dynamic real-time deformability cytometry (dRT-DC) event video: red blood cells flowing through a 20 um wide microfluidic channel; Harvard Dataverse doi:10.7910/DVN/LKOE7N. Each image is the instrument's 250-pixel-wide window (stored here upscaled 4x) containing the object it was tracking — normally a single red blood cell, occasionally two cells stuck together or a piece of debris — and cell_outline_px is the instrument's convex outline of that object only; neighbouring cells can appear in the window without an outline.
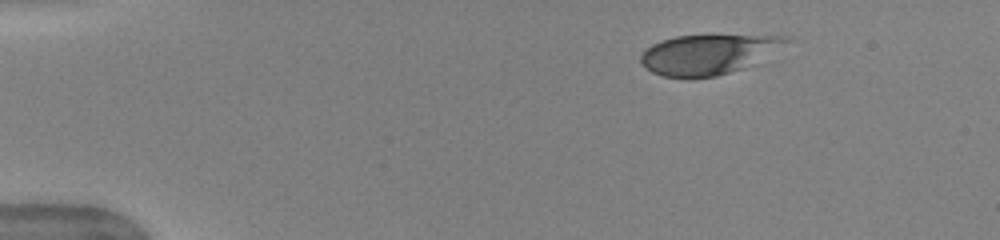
{"species": "human", "species_latin": "Homo sapiens", "temperature_condition": "warm", "stored_images_in_passage": 44, "camera_frame_rate_fps": 3000, "um_per_image_px": 0.085, "donor": {"sex": "female"}, "frame": {"image": 1, "passage_image": 1, "time_ms": 0.0, "image_size_px": [1000, 240], "cell_outline_px": [[788, 40], [752, 64], [744, 68], [716, 76], [664, 76], [652, 72], [640, 64], [640, 56], [652, 44], [676, 36], [788, 36]], "centroid_in_image_um": [60.1, 4.62], "position_along_channel_um": 24.9, "area_um2": 32.37}}
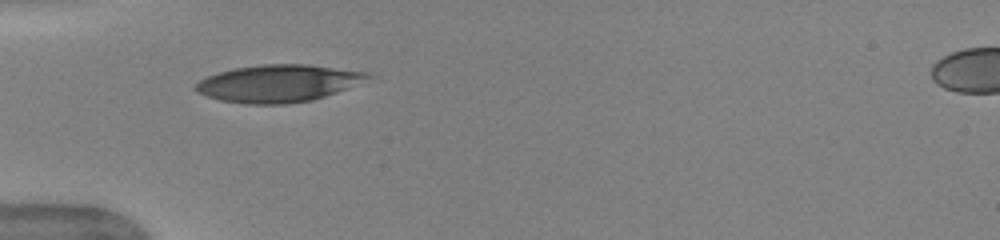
{"frame": {"image": 2, "passage_image": 10, "time_ms": 3.0, "image_size_px": [1000, 240], "cell_outline_px": [[372, 76], [336, 92], [312, 100], [288, 104], [244, 104], [220, 100], [196, 92], [192, 88], [200, 80], [208, 76], [232, 68], [264, 64], [308, 64], [372, 72]], "centroid_in_image_um": [23.62, 7.08], "position_along_channel_um": 61.4, "area_um2": 37.28}}
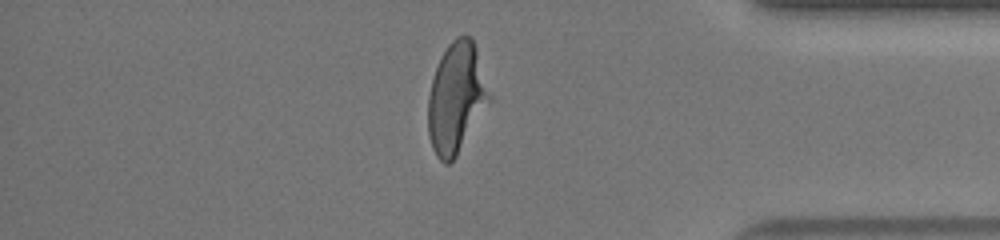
{"frame": {"image": 3, "passage_image": 37, "time_ms": 12.0, "image_size_px": [1000, 240], "cell_outline_px": [[492, 100], [456, 156], [448, 164], [444, 164], [436, 156], [432, 148], [428, 136], [428, 96], [432, 80], [436, 68], [448, 44], [456, 36], [472, 36], [492, 96]], "centroid_in_image_um": [38.8, 8.34], "position_along_channel_um": 396.4, "area_um2": 39.48}, "authors_computed_cell_mechanics": {"area_um2": 38.2925, "velocity_mm_per_s": 4.001, "shape_relaxation_time_tau1_ms": 4.104, "shape_relaxation_time_tau2_ms": null, "deformation_change_tau1": 0.2101, "deformation_change_tau2": null}}